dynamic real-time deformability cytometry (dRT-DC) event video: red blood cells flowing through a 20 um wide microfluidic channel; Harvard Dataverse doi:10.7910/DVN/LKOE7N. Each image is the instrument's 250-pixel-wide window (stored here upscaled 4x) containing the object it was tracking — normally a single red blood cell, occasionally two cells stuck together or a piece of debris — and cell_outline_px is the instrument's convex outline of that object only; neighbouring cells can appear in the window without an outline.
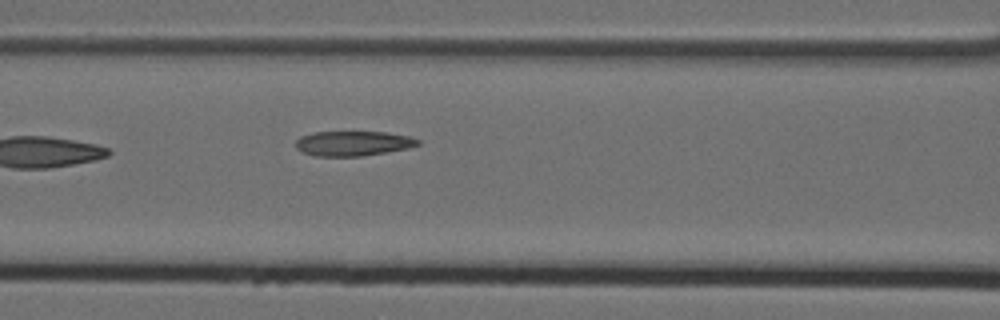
{"species": "Egyptian fruit bat (a non-hibernating species)", "species_latin": "Rousettus aegyptiacus", "temperature_condition": "cold", "stored_images_in_passage": 14, "camera_frame_rate_fps": 3000, "um_per_image_px": 0.085, "animal": {"sex": "female"}, "frame": {"image": 1, "passage_image": 5, "time_ms": 1.333, "image_size_px": [1000, 320], "cell_outline_px": [[420, 144], [408, 148], [360, 156], [316, 156], [300, 152], [296, 148], [296, 140], [300, 136], [312, 132], [388, 132], [408, 136], [420, 140]], "centroid_in_image_um": [29.97, 12.18], "position_along_channel_um": 136.6, "area_um2": 17.69}}
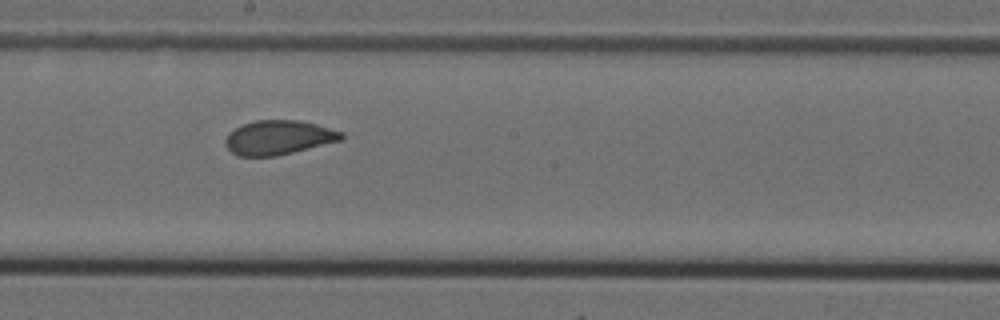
{"frame": {"image": 2, "passage_image": 8, "time_ms": 2.333, "image_size_px": [1000, 320], "cell_outline_px": [[344, 140], [276, 156], [236, 156], [224, 144], [224, 140], [228, 132], [244, 124], [256, 120], [300, 120], [316, 124], [344, 132]], "centroid_in_image_um": [23.69, 11.69], "position_along_channel_um": 224.5, "area_um2": 23.35}}
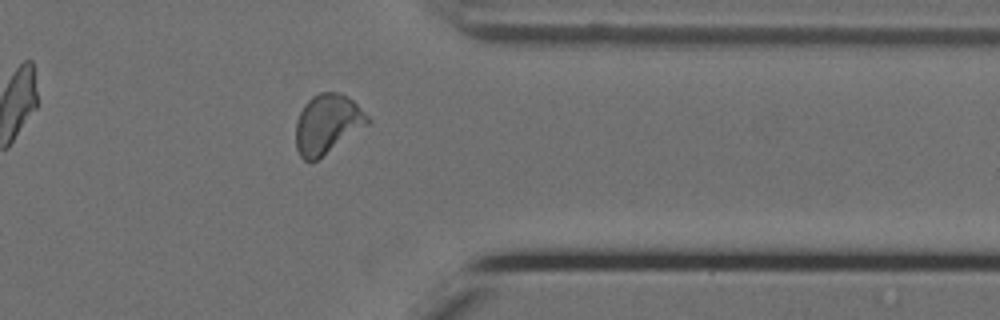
{"frame": {"image": 3, "passage_image": 12, "time_ms": 3.667, "image_size_px": [1000, 320], "cell_outline_px": [[372, 120], [368, 124], [316, 160], [304, 160], [300, 156], [296, 148], [296, 120], [304, 104], [312, 96], [320, 92], [340, 92], [348, 96]], "centroid_in_image_um": [27.8, 10.51], "position_along_channel_um": 383.6, "area_um2": 24.57}}